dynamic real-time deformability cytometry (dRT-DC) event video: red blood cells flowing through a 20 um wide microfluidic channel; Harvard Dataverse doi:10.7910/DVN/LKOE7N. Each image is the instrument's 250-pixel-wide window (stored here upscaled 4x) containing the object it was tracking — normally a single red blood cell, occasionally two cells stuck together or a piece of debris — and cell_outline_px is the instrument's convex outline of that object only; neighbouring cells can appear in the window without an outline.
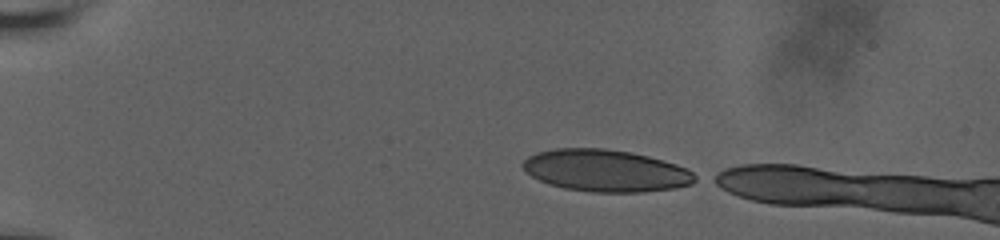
{"species": "human", "species_latin": "Homo sapiens", "temperature_condition": "room temperature", "stored_images_in_passage": 41, "camera_frame_rate_fps": 3000, "um_per_image_px": 0.085, "donor": {"sex": "male"}, "frame": {"image": 1, "passage_image": 1, "time_ms": 0.0, "image_size_px": [1000, 240], "cell_outline_px": [[700, 180], [692, 184], [676, 188], [644, 192], [592, 192], [564, 188], [548, 184], [532, 176], [520, 164], [528, 156], [536, 152], [556, 148], [604, 148], [632, 152], [648, 156], [676, 164], [688, 168], [700, 176]], "centroid_in_image_um": [51.54, 14.51], "position_along_channel_um": 33.5, "area_um2": 42.6}}
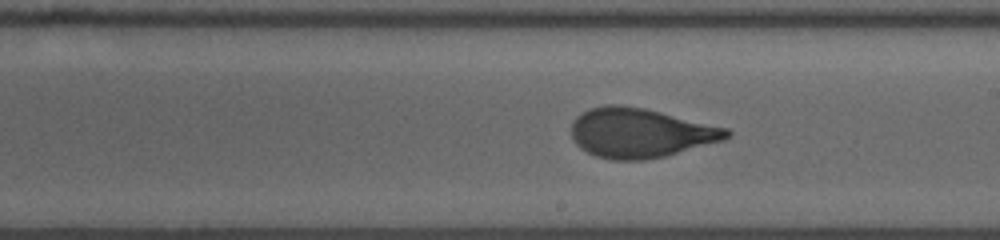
{"frame": {"image": 2, "passage_image": 23, "time_ms": 7.333, "image_size_px": [1000, 240], "cell_outline_px": [[732, 132], [724, 140], [664, 156], [644, 160], [612, 160], [596, 156], [580, 148], [572, 140], [572, 120], [580, 112], [588, 108], [604, 104], [624, 104], [644, 108], [728, 128]], "centroid_in_image_um": [54.37, 11.28], "position_along_channel_um": 234.6, "area_um2": 44.97}}
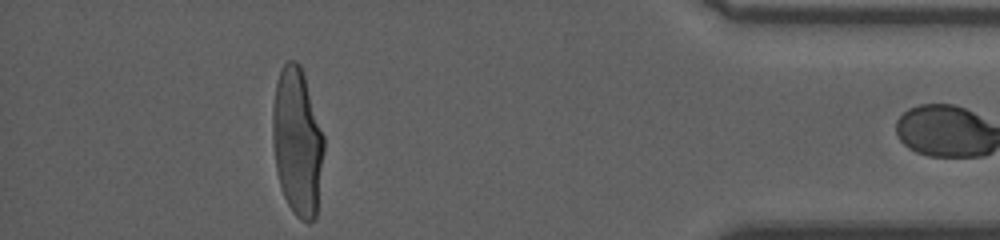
{"frame": {"image": 3, "passage_image": 40, "time_ms": 13.0, "image_size_px": [1000, 240], "cell_outline_px": [[324, 152], [316, 216], [308, 224], [300, 220], [292, 212], [284, 196], [280, 184], [276, 168], [272, 140], [272, 108], [276, 84], [280, 68], [288, 60], [296, 60], [300, 64], [324, 136]], "centroid_in_image_um": [25.26, 12.07], "position_along_channel_um": 409.9, "area_um2": 44.22}}